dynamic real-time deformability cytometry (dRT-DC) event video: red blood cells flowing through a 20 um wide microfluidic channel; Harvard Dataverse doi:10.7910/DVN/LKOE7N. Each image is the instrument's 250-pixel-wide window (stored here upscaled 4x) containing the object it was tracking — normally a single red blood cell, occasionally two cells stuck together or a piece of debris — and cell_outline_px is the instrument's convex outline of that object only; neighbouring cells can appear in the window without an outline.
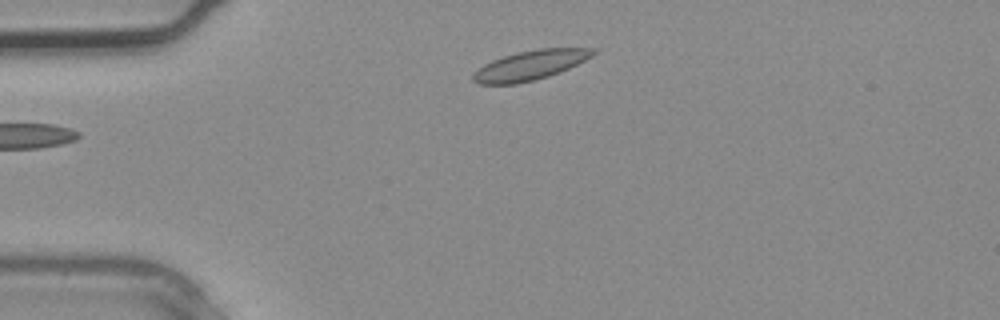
{"species": "common noctule bat (a hibernating species)", "species_latin": "Nyctalus noctula", "temperature_condition": "warm", "stored_images_in_passage": 2, "camera_frame_rate_fps": 3000, "um_per_image_px": 0.085, "animal": {"sex": "male", "body_mass_g": 20.4}, "frame": {"image": 1, "passage_image": 2, "time_ms": 0.333, "image_size_px": [1000, 320], "cell_outline_px": [[596, 52], [592, 56], [560, 72], [548, 76], [516, 84], [480, 84], [472, 80], [472, 76], [484, 64], [492, 60], [516, 52], [540, 48], [596, 48]], "centroid_in_image_um": [45.07, 5.54], "position_along_channel_um": 39.9, "area_um2": 20.4}}